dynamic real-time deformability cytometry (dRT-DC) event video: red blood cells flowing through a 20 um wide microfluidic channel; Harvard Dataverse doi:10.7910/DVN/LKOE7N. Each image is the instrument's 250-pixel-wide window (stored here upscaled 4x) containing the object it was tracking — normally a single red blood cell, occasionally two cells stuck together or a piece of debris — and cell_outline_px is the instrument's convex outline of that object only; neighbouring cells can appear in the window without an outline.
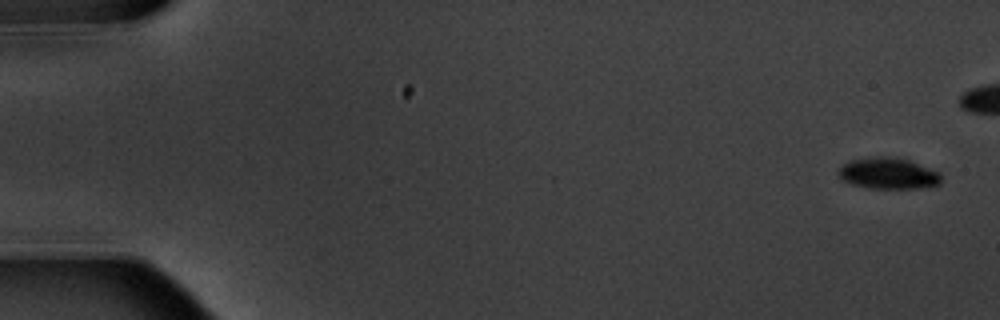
{"species": "common noctule bat (a hibernating species)", "species_latin": "Nyctalus noctula", "temperature_condition": "warm", "stored_images_in_passage": 6, "camera_frame_rate_fps": 3000, "um_per_image_px": 0.085, "animal": {"sex": "male", "body_mass_g": 20.1, "forearm_length_mm": 53.5}, "frame": {"image": 1, "passage_image": 1, "time_ms": 0.0, "image_size_px": [1000, 320], "cell_outline_px": [[940, 184], [920, 188], [868, 188], [852, 184], [844, 180], [840, 176], [840, 168], [844, 164], [852, 160], [880, 156], [896, 156], [908, 160], [940, 172]], "centroid_in_image_um": [75.54, 14.73], "position_along_channel_um": 9.5, "area_um2": 18.44}}
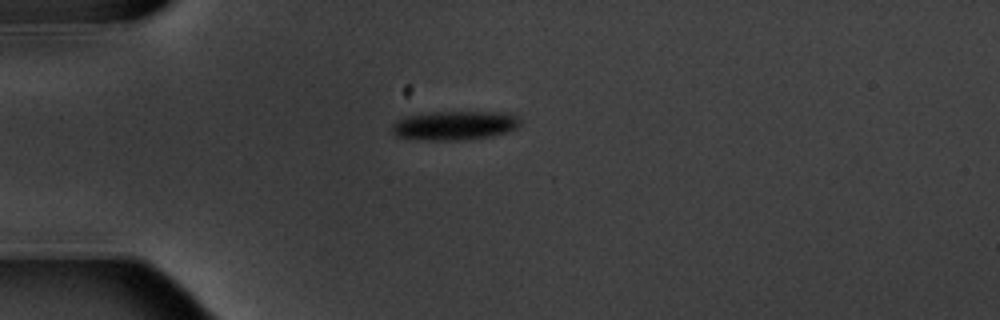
{"frame": {"image": 2, "passage_image": 6, "time_ms": 6.667, "image_size_px": [1000, 320], "cell_outline_px": [[520, 124], [516, 128], [492, 136], [460, 140], [416, 140], [396, 136], [392, 132], [392, 124], [396, 120], [404, 116], [432, 112], [508, 112], [520, 116]], "centroid_in_image_um": [38.62, 10.66], "position_along_channel_um": 46.4, "area_um2": 21.96}}